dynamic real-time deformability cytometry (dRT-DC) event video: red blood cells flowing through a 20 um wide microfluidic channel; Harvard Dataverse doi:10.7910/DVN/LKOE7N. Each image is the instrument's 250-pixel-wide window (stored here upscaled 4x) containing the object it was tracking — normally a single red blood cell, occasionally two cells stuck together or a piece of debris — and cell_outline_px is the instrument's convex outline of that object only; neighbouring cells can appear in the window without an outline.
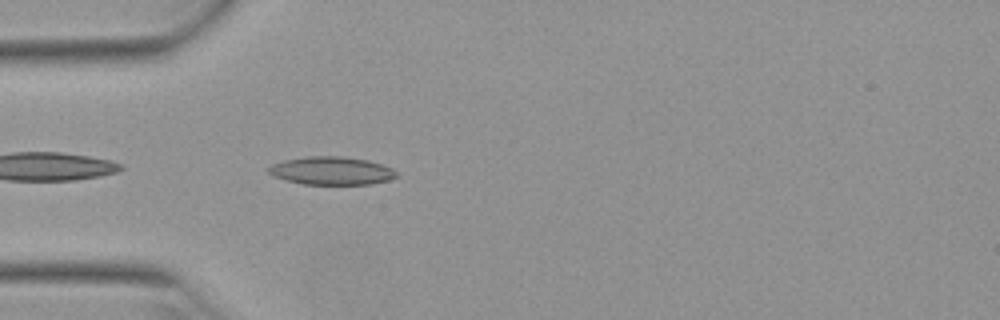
{"species": "Egyptian fruit bat (a non-hibernating species)", "species_latin": "Rousettus aegyptiacus", "temperature_condition": "warm", "stored_images_in_passage": 13, "camera_frame_rate_fps": 3000, "um_per_image_px": 0.085, "animal": {"sex": "female"}, "frame": {"image": 1, "passage_image": 3, "time_ms": 0.667, "image_size_px": [1000, 320], "cell_outline_px": [[396, 176], [388, 180], [372, 184], [304, 184], [288, 180], [276, 176], [268, 172], [264, 168], [272, 164], [284, 160], [308, 156], [344, 156], [368, 160], [392, 168], [396, 172]], "centroid_in_image_um": [28.16, 14.5], "position_along_channel_um": 56.8, "area_um2": 20.81}}
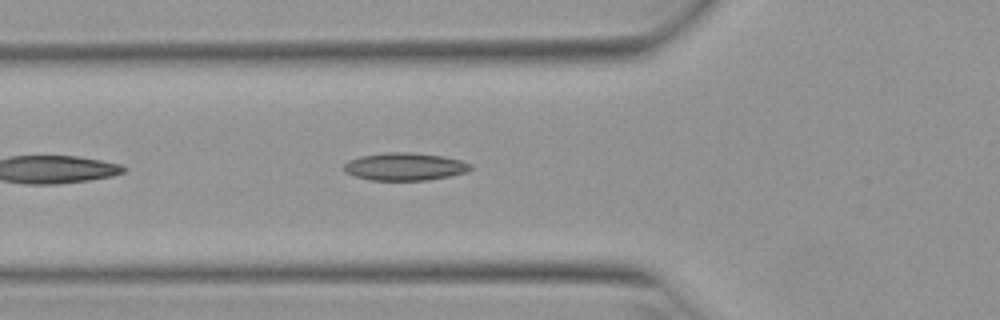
{"frame": {"image": 2, "passage_image": 6, "time_ms": 1.667, "image_size_px": [1000, 320], "cell_outline_px": [[472, 168], [468, 172], [452, 176], [428, 180], [368, 180], [344, 172], [344, 164], [348, 160], [360, 156], [384, 152], [412, 152], [444, 156], [460, 160], [472, 164]], "centroid_in_image_um": [34.43, 14.16], "position_along_channel_um": 91.4, "area_um2": 20.69}}
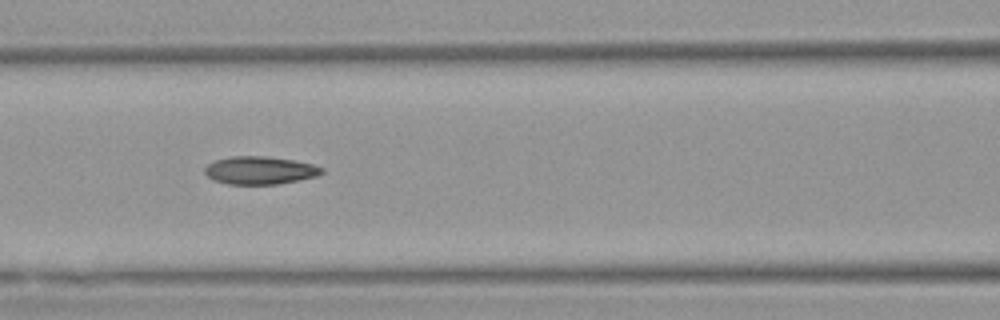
{"frame": {"image": 3, "passage_image": 10, "time_ms": 3.0, "image_size_px": [1000, 320], "cell_outline_px": [[324, 172], [316, 176], [276, 184], [228, 184], [212, 180], [204, 172], [204, 168], [208, 164], [216, 160], [232, 156], [264, 156], [292, 160], [312, 164], [324, 168]], "centroid_in_image_um": [22.06, 14.48], "position_along_channel_um": 144.5, "area_um2": 18.84}}